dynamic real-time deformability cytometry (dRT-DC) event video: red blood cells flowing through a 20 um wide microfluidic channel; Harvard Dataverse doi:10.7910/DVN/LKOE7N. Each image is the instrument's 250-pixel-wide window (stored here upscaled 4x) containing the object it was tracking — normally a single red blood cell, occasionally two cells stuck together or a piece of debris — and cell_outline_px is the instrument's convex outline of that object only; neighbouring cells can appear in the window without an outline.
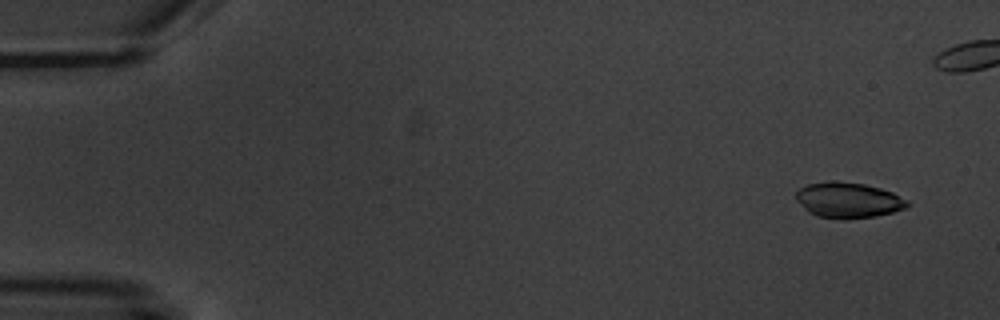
{"species": "common noctule bat (a hibernating species)", "species_latin": "Nyctalus noctula", "temperature_condition": "warm", "stored_images_in_passage": 5, "camera_frame_rate_fps": 3000, "um_per_image_px": 0.085, "animal": {"sex": "male", "body_mass_g": 20.1, "forearm_length_mm": 53.5}, "frame": {"image": 1, "passage_image": 1, "time_ms": 0.0, "image_size_px": [1000, 320], "cell_outline_px": [[912, 204], [904, 208], [892, 212], [876, 216], [844, 220], [840, 220], [816, 216], [808, 212], [796, 200], [796, 192], [800, 188], [808, 184], [828, 180], [836, 180], [864, 184], [880, 188], [892, 192], [908, 200]], "centroid_in_image_um": [72.09, 17.01], "position_along_channel_um": 12.9, "area_um2": 23.41}}